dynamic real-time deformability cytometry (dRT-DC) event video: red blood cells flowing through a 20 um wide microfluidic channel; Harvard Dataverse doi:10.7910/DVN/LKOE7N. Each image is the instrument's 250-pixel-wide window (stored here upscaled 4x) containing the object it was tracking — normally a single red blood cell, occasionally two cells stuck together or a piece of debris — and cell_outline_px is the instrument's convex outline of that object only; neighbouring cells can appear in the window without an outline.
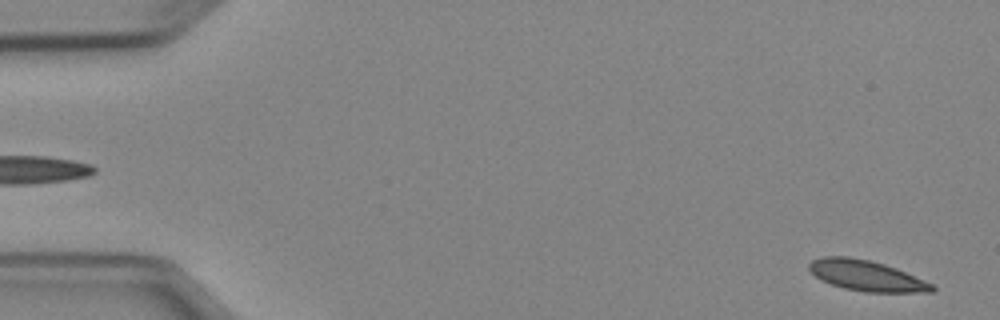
{"species": "Egyptian fruit bat (a non-hibernating species)", "species_latin": "Rousettus aegyptiacus", "temperature_condition": "cold", "stored_images_in_passage": 51, "camera_frame_rate_fps": 3000, "um_per_image_px": 0.085, "animal": {"sex": "female"}, "frame": {"image": 1, "passage_image": 2, "time_ms": 0.333, "image_size_px": [1000, 320], "cell_outline_px": [[936, 288], [932, 292], [864, 292], [844, 288], [820, 280], [808, 268], [808, 264], [812, 260], [820, 256], [848, 256], [868, 260], [884, 264], [896, 268], [924, 280], [932, 284]], "centroid_in_image_um": [73.62, 23.42], "position_along_channel_um": 11.4, "area_um2": 21.85}}
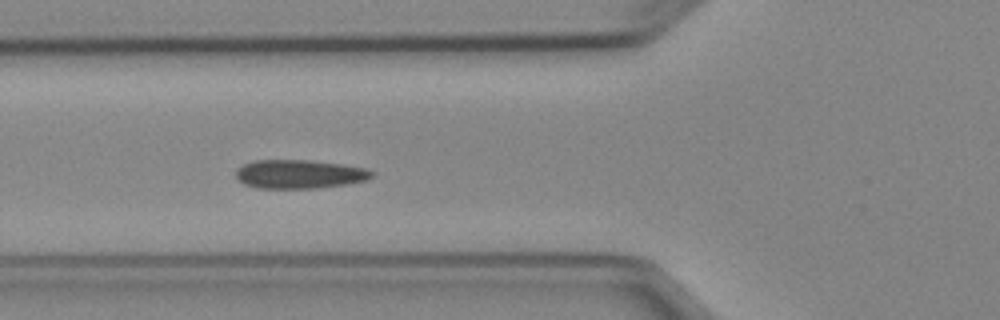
{"frame": {"image": 2, "passage_image": 19, "time_ms": 6.0, "image_size_px": [1000, 320], "cell_outline_px": [[376, 172], [368, 180], [344, 184], [316, 188], [256, 188], [244, 184], [236, 176], [236, 168], [252, 160], [312, 160], [368, 168]], "centroid_in_image_um": [25.46, 14.79], "position_along_channel_um": 100.3, "area_um2": 22.89}}
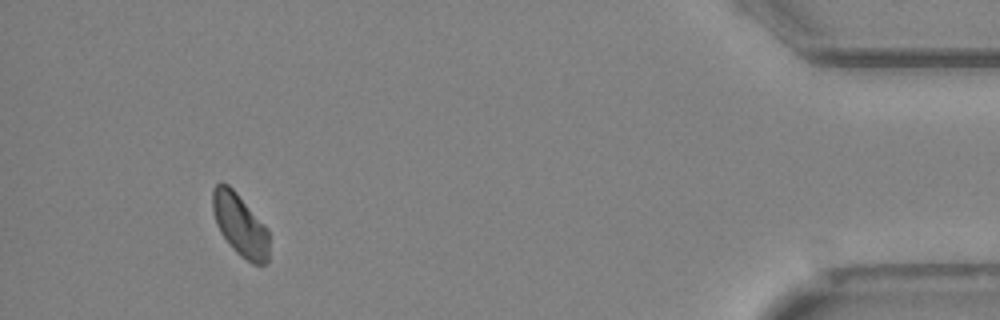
{"frame": {"image": 3, "passage_image": 48, "time_ms": 15.667, "image_size_px": [1000, 320], "cell_outline_px": [[268, 264], [252, 264], [240, 256], [232, 248], [220, 232], [216, 224], [212, 212], [212, 188], [220, 180], [228, 184], [236, 192], [268, 228]], "centroid_in_image_um": [20.38, 19.1], "position_along_channel_um": 414.8, "area_um2": 20.75}, "authors_computed_cell_mechanics": {"area_um2": 21.964, "velocity_mm_per_s": 3.902, "shape_relaxation_time_tau1_ms": 8.9336, "shape_relaxation_time_tau2_ms": null, "deformation_change_tau1": 0.1003, "deformation_change_tau2": null}}